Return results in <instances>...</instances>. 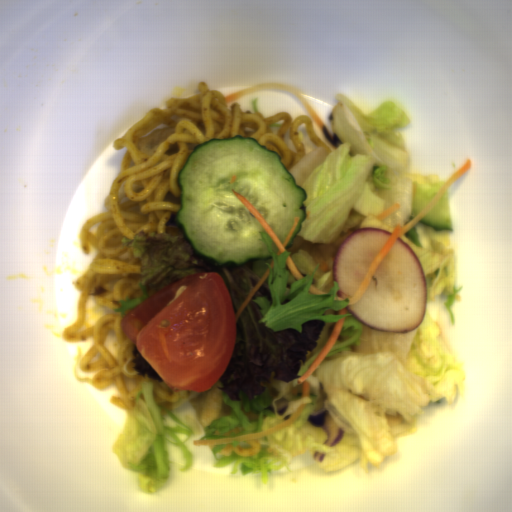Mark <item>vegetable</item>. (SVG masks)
I'll return each mask as SVG.
<instances>
[{
  "instance_id": "vegetable-1",
  "label": "vegetable",
  "mask_w": 512,
  "mask_h": 512,
  "mask_svg": "<svg viewBox=\"0 0 512 512\" xmlns=\"http://www.w3.org/2000/svg\"><path fill=\"white\" fill-rule=\"evenodd\" d=\"M173 213L166 233L140 230L134 240L122 237L140 261L142 296L119 300L112 309L126 317L169 285L197 273L216 272L225 283L234 317L245 298L265 274L264 282L235 322L232 355L218 379L230 415L204 428L202 440L262 433L291 418L300 405L301 415L283 430L265 437L209 445L213 468L232 464L229 474L243 477L268 475L286 468L309 451L319 470L334 471L354 464L367 475L398 453V437L415 435L418 417L430 402L446 399L455 405L457 391L465 395V370L439 340L442 329L425 311L419 326L409 331H378L354 318L350 300H336L339 285L334 269L324 271L306 249L277 255L279 248L260 231L270 258H252L235 265L217 266L198 255ZM290 254L300 280L293 278L285 258ZM327 294H311L310 285ZM341 333L327 357L307 379L311 393L301 398L297 380L321 352L335 322L346 317ZM279 416L276 405L289 400ZM327 408L345 437L334 447L324 442L322 427L308 416Z\"/></svg>"
},
{
  "instance_id": "vegetable-2",
  "label": "vegetable",
  "mask_w": 512,
  "mask_h": 512,
  "mask_svg": "<svg viewBox=\"0 0 512 512\" xmlns=\"http://www.w3.org/2000/svg\"><path fill=\"white\" fill-rule=\"evenodd\" d=\"M336 100L332 122L343 143L302 183L305 218L296 234L336 241L352 209L364 217L360 228H403L411 216L413 184L439 182L437 174L410 173V152L397 131L410 126L411 116L390 100L370 113L343 93Z\"/></svg>"
},
{
  "instance_id": "vegetable-3",
  "label": "vegetable",
  "mask_w": 512,
  "mask_h": 512,
  "mask_svg": "<svg viewBox=\"0 0 512 512\" xmlns=\"http://www.w3.org/2000/svg\"><path fill=\"white\" fill-rule=\"evenodd\" d=\"M202 435L197 422L186 416L180 420L173 410L158 404L154 382H143L135 394L134 408L113 446L120 465L135 477L141 492L155 493L169 479L171 467L166 442L176 445L182 455L180 472L188 470L194 457L185 441Z\"/></svg>"
},
{
  "instance_id": "vegetable-4",
  "label": "vegetable",
  "mask_w": 512,
  "mask_h": 512,
  "mask_svg": "<svg viewBox=\"0 0 512 512\" xmlns=\"http://www.w3.org/2000/svg\"><path fill=\"white\" fill-rule=\"evenodd\" d=\"M426 227V244L421 243L415 224L398 238L410 245L420 263L426 284V302H434L436 296L445 291L447 299L443 305L449 312L451 325L456 326L451 306L456 300L461 301L458 293L464 286L456 288V251L451 246L450 230H435L433 226L428 225Z\"/></svg>"
},
{
  "instance_id": "vegetable-5",
  "label": "vegetable",
  "mask_w": 512,
  "mask_h": 512,
  "mask_svg": "<svg viewBox=\"0 0 512 512\" xmlns=\"http://www.w3.org/2000/svg\"><path fill=\"white\" fill-rule=\"evenodd\" d=\"M133 368L135 371L138 372L139 376H146L148 375L149 379L162 381L161 378L158 376V374L155 372V370L152 368V366L149 364V362L146 360V358L143 356V354L140 352V350L135 345L133 348ZM163 382V381H162Z\"/></svg>"
},
{
  "instance_id": "vegetable-6",
  "label": "vegetable",
  "mask_w": 512,
  "mask_h": 512,
  "mask_svg": "<svg viewBox=\"0 0 512 512\" xmlns=\"http://www.w3.org/2000/svg\"><path fill=\"white\" fill-rule=\"evenodd\" d=\"M257 100H258V98L256 97V98H254L252 100V103H251V106H252V109H253L254 113L255 112H259L258 107H257Z\"/></svg>"
}]
</instances>
